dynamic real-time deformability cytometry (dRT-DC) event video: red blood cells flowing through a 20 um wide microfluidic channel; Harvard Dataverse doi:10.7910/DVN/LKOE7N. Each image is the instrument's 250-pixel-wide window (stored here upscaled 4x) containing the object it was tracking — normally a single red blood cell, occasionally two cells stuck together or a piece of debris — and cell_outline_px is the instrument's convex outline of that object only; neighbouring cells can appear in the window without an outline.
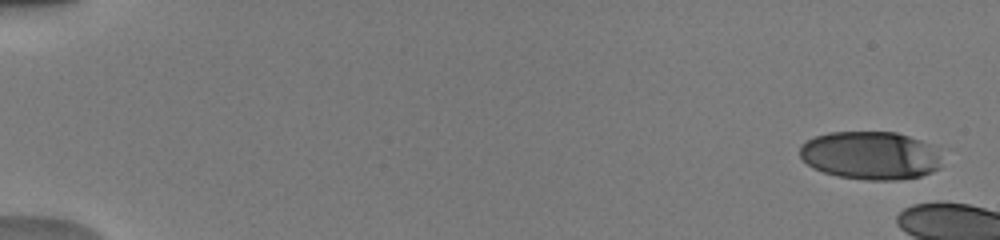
{"species": "human", "species_latin": "Homo sapiens", "temperature_condition": "warm", "stored_images_in_passage": 8, "camera_frame_rate_fps": 3000, "um_per_image_px": 0.085, "donor": {"sex": "male"}, "frame": {"image": 1, "passage_image": 1, "time_ms": 0.0, "image_size_px": [1000, 240], "cell_outline_px": [[940, 168], [932, 172], [920, 176], [896, 180], [864, 180], [836, 176], [812, 168], [800, 156], [800, 144], [816, 136], [828, 132], [896, 132], [920, 140], [928, 144], [936, 156]], "centroid_in_image_um": [73.9, 13.22], "position_along_channel_um": 11.1, "area_um2": 39.48}}